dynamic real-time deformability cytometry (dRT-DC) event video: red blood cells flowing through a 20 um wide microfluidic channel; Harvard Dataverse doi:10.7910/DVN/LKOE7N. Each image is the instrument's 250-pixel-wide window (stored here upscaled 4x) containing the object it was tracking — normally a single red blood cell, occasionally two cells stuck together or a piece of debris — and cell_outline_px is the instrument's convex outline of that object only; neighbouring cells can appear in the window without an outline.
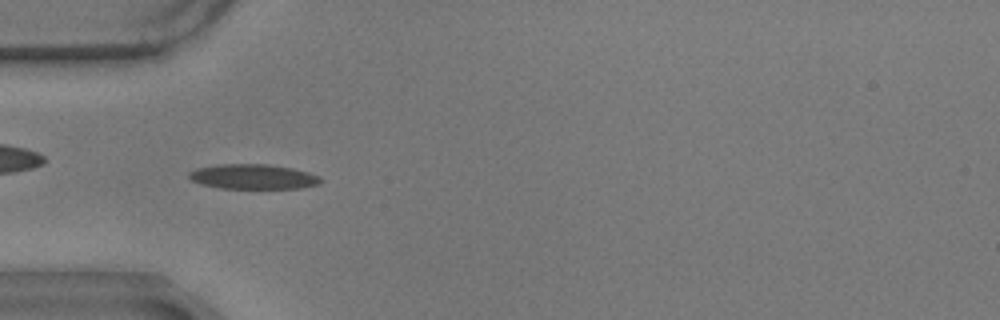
{"species": "common noctule bat (a hibernating species)", "species_latin": "Nyctalus noctula", "temperature_condition": "warm", "stored_images_in_passage": 53, "camera_frame_rate_fps": 3000, "um_per_image_px": 0.085, "animal": {"sex": "male", "body_mass_g": 17.9}, "frame": {"image": 1, "passage_image": 16, "time_ms": 5.0, "image_size_px": [1000, 320], "cell_outline_px": [[324, 180], [320, 184], [300, 188], [220, 188], [204, 184], [192, 180], [188, 176], [188, 172], [196, 168], [220, 164], [268, 164], [292, 168], [308, 172], [320, 176]], "centroid_in_image_um": [21.56, 15.01], "position_along_channel_um": 63.4, "area_um2": 19.07}}
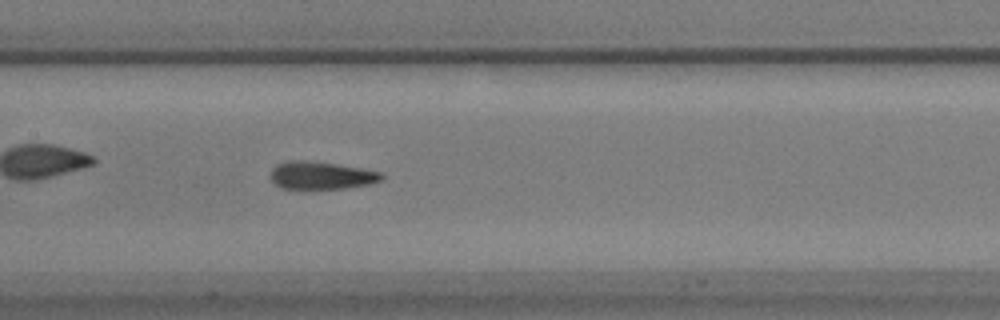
{"frame": {"image": 2, "passage_image": 26, "time_ms": 8.333, "image_size_px": [1000, 320], "cell_outline_px": [[384, 180], [368, 184], [344, 188], [280, 188], [268, 176], [272, 168], [276, 164], [288, 160], [304, 160], [336, 164], [360, 168], [380, 172], [384, 176]], "centroid_in_image_um": [27.26, 14.9], "position_along_channel_um": 180.1, "area_um2": 17.86}}
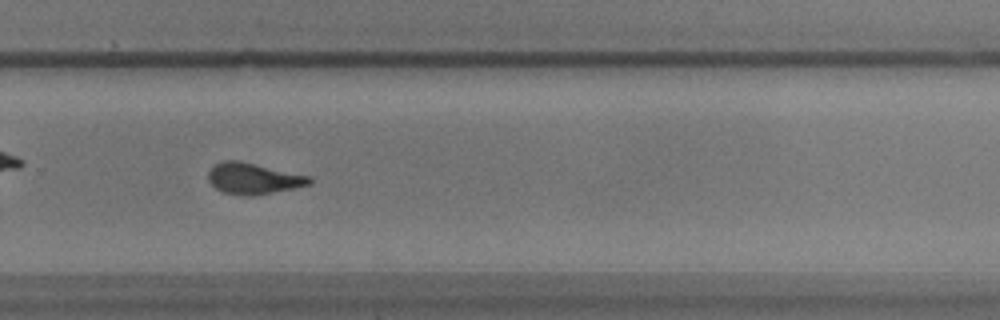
{"frame": {"image": 3, "passage_image": 37, "time_ms": 12.0, "image_size_px": [1000, 320], "cell_outline_px": [[312, 184], [296, 188], [252, 196], [244, 196], [224, 192], [216, 188], [208, 180], [208, 172], [216, 164], [224, 160], [236, 160], [312, 176]], "centroid_in_image_um": [21.58, 15.18], "position_along_channel_um": 308.2, "area_um2": 18.32}}